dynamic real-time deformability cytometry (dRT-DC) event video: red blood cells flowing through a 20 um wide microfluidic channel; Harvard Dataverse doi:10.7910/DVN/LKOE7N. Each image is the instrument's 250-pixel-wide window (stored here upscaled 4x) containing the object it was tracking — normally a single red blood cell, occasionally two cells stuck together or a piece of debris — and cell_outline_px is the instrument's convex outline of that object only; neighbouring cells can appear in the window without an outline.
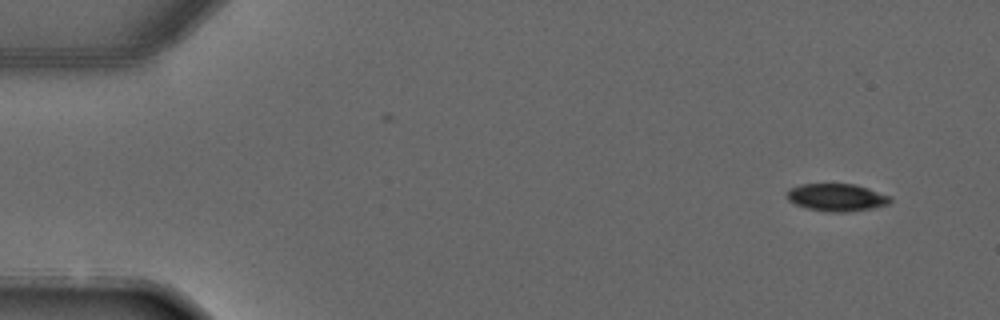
{"species": "common noctule bat (a hibernating species)", "species_latin": "Nyctalus noctula", "temperature_condition": "warm", "stored_images_in_passage": 3, "camera_frame_rate_fps": 3000, "um_per_image_px": 0.085, "animal": {"sex": "male", "forearm_length_mm": 52.5}, "frame": {"image": 1, "passage_image": 1, "time_ms": 0.0, "image_size_px": [1000, 320], "cell_outline_px": [[892, 200], [888, 204], [872, 208], [844, 212], [828, 212], [808, 208], [796, 204], [788, 200], [788, 188], [800, 184], [856, 184], [892, 196]], "centroid_in_image_um": [71.14, 16.77], "position_along_channel_um": 13.9, "area_um2": 16.53}}